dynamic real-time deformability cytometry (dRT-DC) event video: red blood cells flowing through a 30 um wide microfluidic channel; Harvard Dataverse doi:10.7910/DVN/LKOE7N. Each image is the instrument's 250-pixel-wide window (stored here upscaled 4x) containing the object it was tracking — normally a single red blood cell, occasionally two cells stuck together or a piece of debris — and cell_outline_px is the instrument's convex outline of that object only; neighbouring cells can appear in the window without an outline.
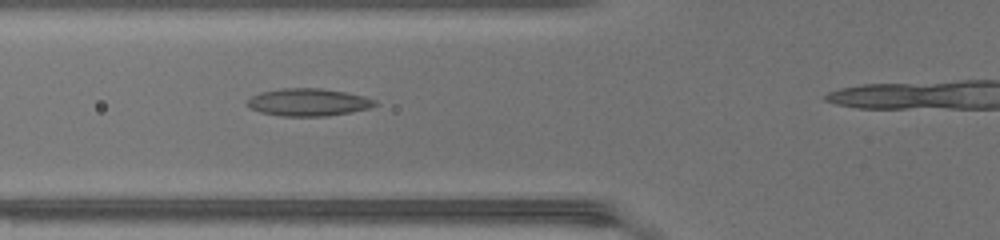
{"species": "common noctule bat (a hibernating species)", "species_latin": "Nyctalus noctula", "temperature_condition": "warm", "stored_images_in_passage": 28, "camera_frame_rate_fps": 3000, "um_per_image_px": 0.085, "animal": {"sex": "female", "body_mass_g": 17.0, "forearm_length_mm": 48.0}, "frame": {"image": 1, "passage_image": 7, "time_ms": 2.0, "image_size_px": [1000, 240], "cell_outline_px": [[380, 104], [368, 108], [352, 112], [328, 116], [280, 116], [260, 112], [252, 108], [248, 104], [248, 100], [252, 96], [260, 92], [284, 88], [320, 88], [344, 92], [364, 96], [376, 100]], "centroid_in_image_um": [26.25, 8.69], "position_along_channel_um": 99.6, "area_um2": 20.4}}
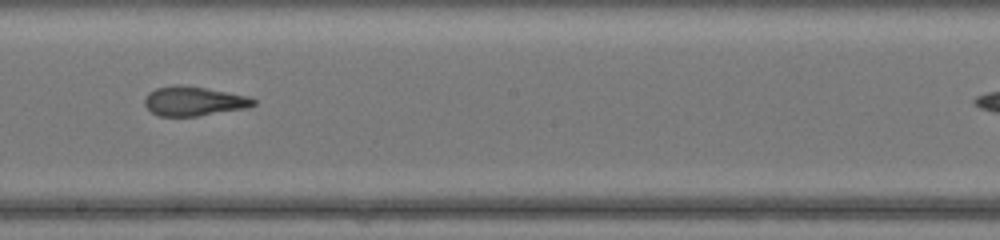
{"frame": {"image": 2, "passage_image": 16, "time_ms": 5.0, "image_size_px": [1000, 240], "cell_outline_px": [[256, 104], [248, 108], [196, 116], [160, 116], [152, 112], [144, 104], [144, 100], [148, 92], [156, 88], [176, 84], [180, 84], [204, 88], [248, 96], [256, 100]], "centroid_in_image_um": [16.47, 8.59], "position_along_channel_um": 231.7, "area_um2": 18.55}}
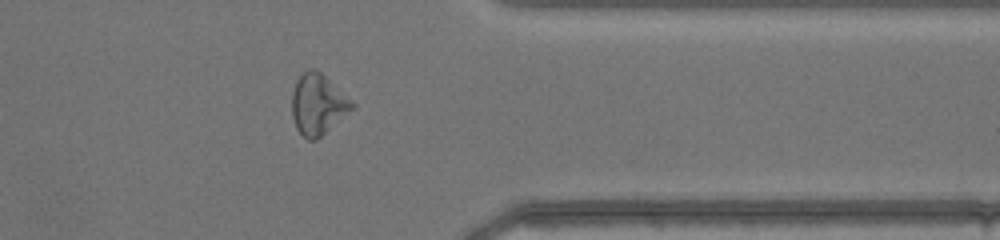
{"frame": {"image": 3, "passage_image": 27, "time_ms": 8.667, "image_size_px": [1000, 240], "cell_outline_px": [[356, 108], [316, 140], [308, 140], [296, 128], [292, 116], [292, 92], [296, 80], [304, 72], [312, 68], [316, 68], [356, 104]], "centroid_in_image_um": [27.04, 8.88], "position_along_channel_um": 384.4, "area_um2": 21.33}}